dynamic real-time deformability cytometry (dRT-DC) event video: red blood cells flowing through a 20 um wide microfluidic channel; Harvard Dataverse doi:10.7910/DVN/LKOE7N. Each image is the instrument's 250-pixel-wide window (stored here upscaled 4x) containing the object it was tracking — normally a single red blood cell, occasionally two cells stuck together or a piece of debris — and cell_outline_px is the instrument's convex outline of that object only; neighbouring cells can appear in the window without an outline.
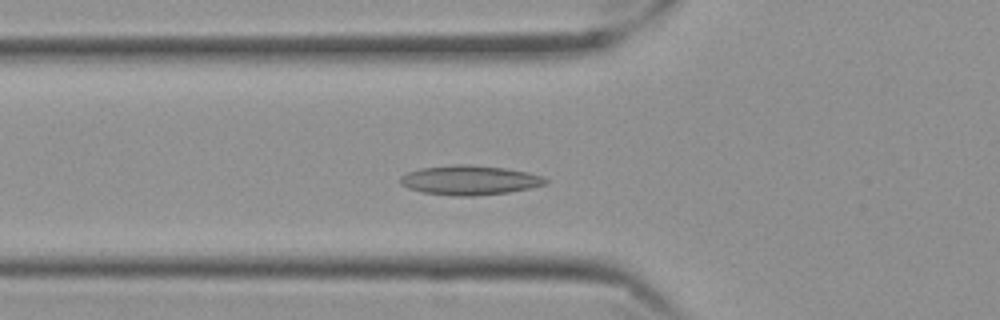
{"species": "Egyptian fruit bat (a non-hibernating species)", "species_latin": "Rousettus aegyptiacus", "temperature_condition": "cold", "stored_images_in_passage": 52, "camera_frame_rate_fps": 3000, "um_per_image_px": 0.085, "frame": {"image": 1, "passage_image": 15, "time_ms": 4.667, "image_size_px": [1000, 320], "cell_outline_px": [[548, 184], [532, 188], [508, 192], [472, 196], [456, 196], [424, 192], [408, 188], [400, 184], [400, 176], [408, 172], [420, 168], [456, 164], [464, 164], [504, 168], [528, 172], [544, 176], [548, 180]], "centroid_in_image_um": [39.95, 15.31], "position_along_channel_um": 85.9, "area_um2": 24.97}}
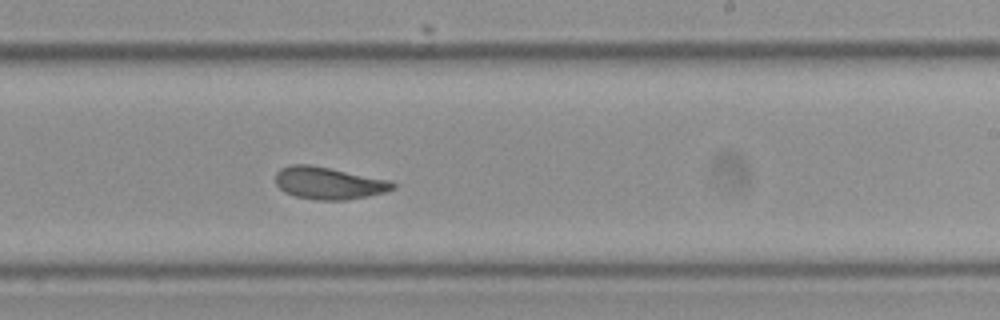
{"frame": {"image": 2, "passage_image": 30, "time_ms": 9.667, "image_size_px": [1000, 320], "cell_outline_px": [[396, 188], [384, 192], [368, 196], [344, 200], [316, 200], [296, 196], [284, 192], [276, 184], [276, 172], [280, 168], [292, 164], [308, 164], [388, 180], [396, 184]], "centroid_in_image_um": [27.91, 15.57], "position_along_channel_um": 261.1, "area_um2": 21.79}}
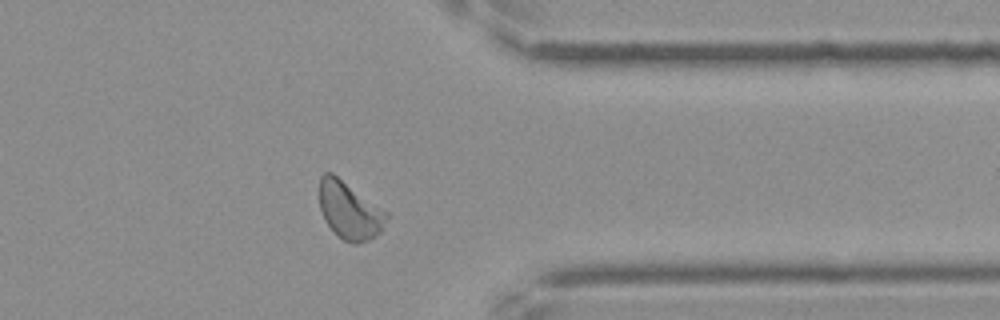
{"frame": {"image": 3, "passage_image": 41, "time_ms": 13.333, "image_size_px": [1000, 320], "cell_outline_px": [[388, 216], [380, 232], [368, 240], [356, 244], [352, 244], [344, 240], [324, 220], [320, 208], [320, 176], [324, 172], [332, 172], [388, 212]], "centroid_in_image_um": [29.71, 17.87], "position_along_channel_um": 381.7, "area_um2": 22.2}, "authors_computed_cell_mechanics": {"area_um2": 22.6287, "velocity_mm_per_s": 3.4934, "shape_relaxation_time_tau1_ms": 4.134, "shape_relaxation_time_tau2_ms": 2.3193, "deformation_change_tau1": 0.12, "deformation_change_tau2": 0.0888}}